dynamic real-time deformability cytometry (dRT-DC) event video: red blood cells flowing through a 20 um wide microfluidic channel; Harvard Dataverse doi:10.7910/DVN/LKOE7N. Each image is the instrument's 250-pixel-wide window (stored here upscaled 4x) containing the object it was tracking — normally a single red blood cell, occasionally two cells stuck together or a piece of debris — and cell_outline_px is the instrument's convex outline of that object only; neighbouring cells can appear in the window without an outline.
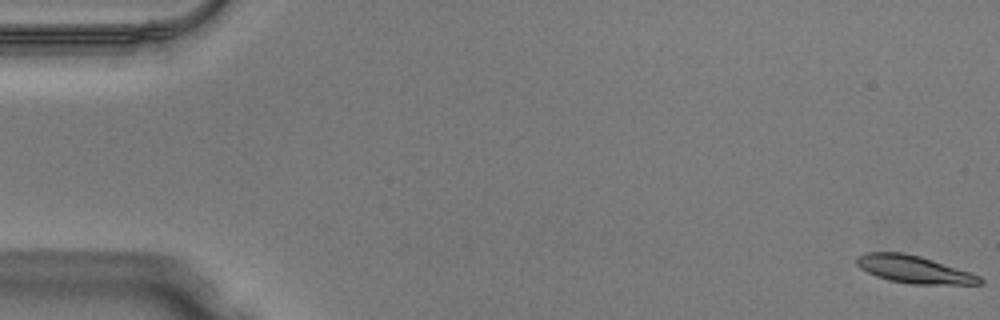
{"species": "Egyptian fruit bat (a non-hibernating species)", "species_latin": "Rousettus aegyptiacus", "temperature_condition": "warm", "stored_images_in_passage": 51, "camera_frame_rate_fps": 3000, "um_per_image_px": 0.085, "animal": {"sex": "male"}, "frame": {"image": 1, "passage_image": 1, "time_ms": 0.0, "image_size_px": [1000, 320], "cell_outline_px": [[984, 284], [908, 284], [888, 280], [876, 276], [860, 268], [856, 264], [856, 256], [864, 252], [904, 252], [920, 256], [980, 276], [984, 280]], "centroid_in_image_um": [77.64, 22.89], "position_along_channel_um": 7.4, "area_um2": 19.71}}
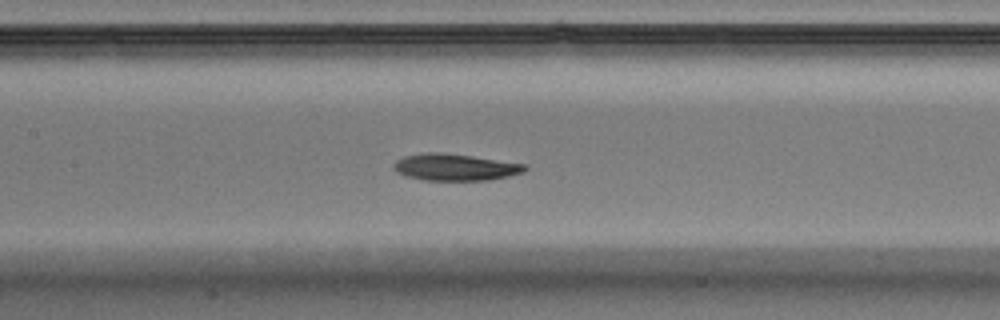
{"frame": {"image": 2, "passage_image": 24, "time_ms": 7.667, "image_size_px": [1000, 320], "cell_outline_px": [[528, 168], [524, 172], [508, 176], [488, 180], [424, 180], [404, 176], [396, 172], [392, 164], [396, 160], [404, 156], [424, 152], [440, 152], [472, 156], [524, 164]], "centroid_in_image_um": [38.63, 14.21], "position_along_channel_um": 168.8, "area_um2": 20.46}}
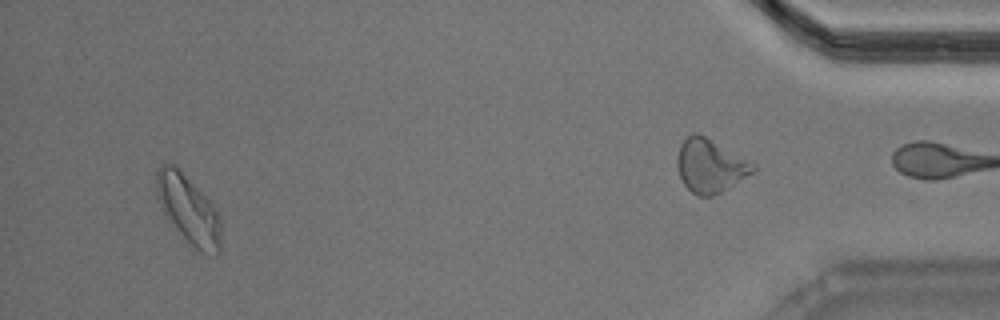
{"frame": {"image": 3, "passage_image": 48, "time_ms": 15.667, "image_size_px": [1000, 320], "cell_outline_px": [[220, 252], [216, 256], [200, 252], [164, 216], [156, 196], [156, 172], [164, 164], [172, 164], [208, 200], [220, 216]], "centroid_in_image_um": [16.0, 17.85], "position_along_channel_um": 419.2, "area_um2": 24.91}, "authors_computed_cell_mechanics": {"area_um2": 20.23, "velocity_mm_per_s": 4.0569, "shape_relaxation_time_tau1_ms": 2.9161, "shape_relaxation_time_tau2_ms": null, "deformation_change_tau1": 0.1296, "deformation_change_tau2": null}}